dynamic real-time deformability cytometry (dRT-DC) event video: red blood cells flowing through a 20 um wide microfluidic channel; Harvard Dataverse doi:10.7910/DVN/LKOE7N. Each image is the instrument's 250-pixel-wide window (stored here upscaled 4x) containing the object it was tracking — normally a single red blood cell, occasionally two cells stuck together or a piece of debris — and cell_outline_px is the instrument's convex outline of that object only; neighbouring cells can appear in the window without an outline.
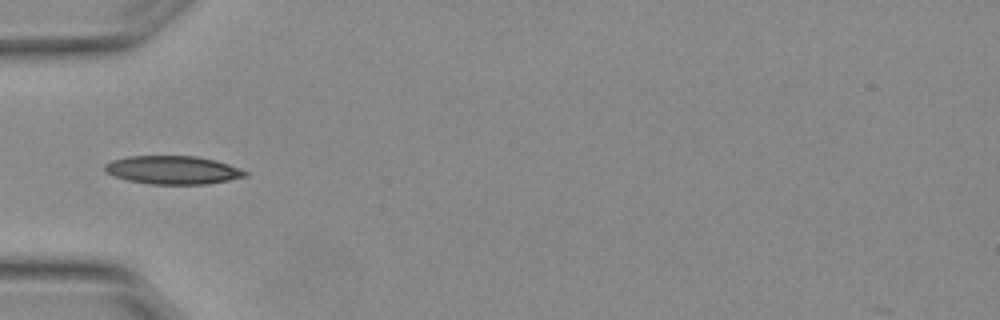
{"species": "Egyptian fruit bat (a non-hibernating species)", "species_latin": "Rousettus aegyptiacus", "temperature_condition": "warm", "stored_images_in_passage": 5, "camera_frame_rate_fps": 3000, "um_per_image_px": 0.085, "animal": {"sex": "female"}, "frame": {"image": 1, "passage_image": 5, "time_ms": 1.333, "image_size_px": [1000, 320], "cell_outline_px": [[248, 176], [208, 184], [152, 184], [128, 180], [112, 176], [104, 172], [104, 164], [112, 160], [128, 156], [196, 156], [216, 160], [240, 168], [248, 172]], "centroid_in_image_um": [14.68, 14.45], "position_along_channel_um": 70.3, "area_um2": 23.29}}